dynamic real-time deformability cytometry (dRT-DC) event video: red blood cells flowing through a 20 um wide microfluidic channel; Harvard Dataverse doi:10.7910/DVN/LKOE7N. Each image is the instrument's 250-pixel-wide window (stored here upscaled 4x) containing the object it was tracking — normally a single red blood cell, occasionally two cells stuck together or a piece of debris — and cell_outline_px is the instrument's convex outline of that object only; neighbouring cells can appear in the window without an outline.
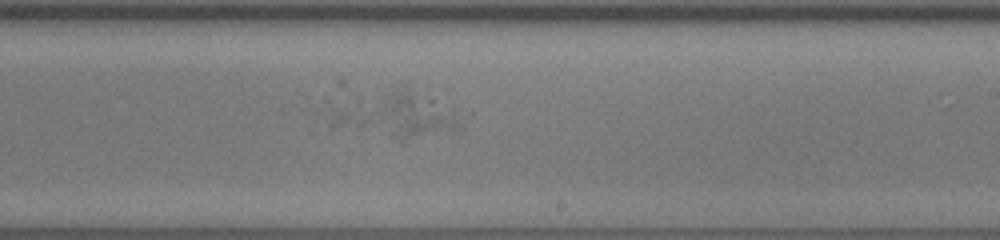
{"species": "human", "species_latin": "Homo sapiens", "temperature_condition": "room temperature", "stored_images_in_passage": 41, "segment_of_instrument_passage": [2, 2], "camera_frame_rate_fps": 3000, "um_per_image_px": 0.085, "donor": {"sex": "female"}, "frame": {"image": 1, "passage_image": 24, "time_ms": 7.667, "image_size_px": [1000, 240], "cell_outline_px": [[464, 128], [456, 132], [404, 140], [400, 140], [392, 136], [384, 104], [396, 88], [404, 80], [432, 100]], "centroid_in_image_um": [35.42, 9.77], "position_along_channel_um": 253.6, "area_um2": 19.83}}